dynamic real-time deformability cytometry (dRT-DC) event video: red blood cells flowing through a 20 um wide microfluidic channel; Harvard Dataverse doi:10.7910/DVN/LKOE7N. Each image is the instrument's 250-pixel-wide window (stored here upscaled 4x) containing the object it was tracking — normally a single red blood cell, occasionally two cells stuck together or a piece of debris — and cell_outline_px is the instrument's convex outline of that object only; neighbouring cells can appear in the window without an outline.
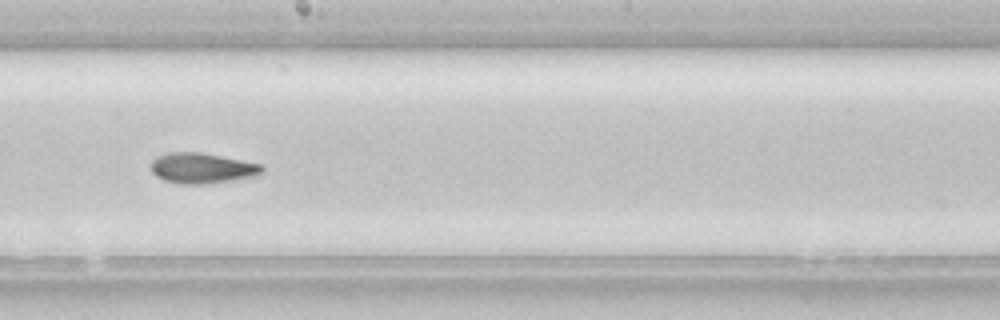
{"species": "common noctule bat (a hibernating species)", "species_latin": "Nyctalus noctula", "temperature_condition": "room temperature", "stored_images_in_passage": 20, "camera_frame_rate_fps": 3000, "um_per_image_px": 0.085, "animal": {"sex": "female", "body_mass_g": 22.7, "forearm_length_mm": 54.2}, "frame": {"image": 1, "passage_image": 15, "time_ms": 4.667, "image_size_px": [1000, 320], "cell_outline_px": [[264, 172], [260, 176], [208, 184], [180, 184], [164, 180], [156, 176], [152, 172], [152, 160], [156, 156], [168, 152], [200, 152], [260, 164], [264, 168]], "centroid_in_image_um": [17.19, 14.3], "position_along_channel_um": 231.0, "area_um2": 19.88}}